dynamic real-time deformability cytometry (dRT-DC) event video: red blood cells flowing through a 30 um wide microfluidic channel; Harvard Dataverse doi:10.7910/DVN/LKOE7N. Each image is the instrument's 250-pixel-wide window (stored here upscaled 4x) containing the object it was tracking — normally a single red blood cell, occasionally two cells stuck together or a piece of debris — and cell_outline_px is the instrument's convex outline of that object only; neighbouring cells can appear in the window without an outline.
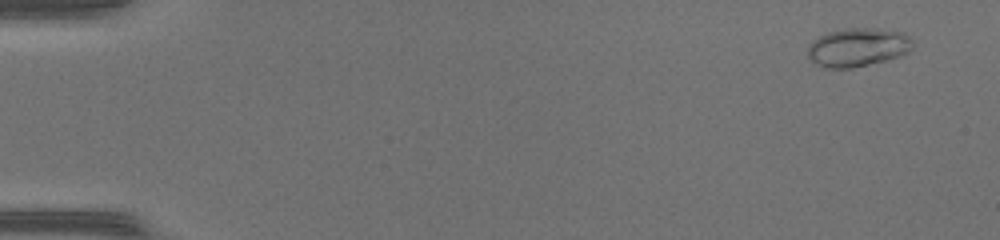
{"species": "common noctule bat (a hibernating species)", "species_latin": "Nyctalus noctula", "temperature_condition": "warm", "stored_images_in_passage": 49, "camera_frame_rate_fps": 3000, "um_per_image_px": 0.085, "animal": {"sex": "female", "body_mass_g": 17.0, "forearm_length_mm": 48.0}, "frame": {"image": 1, "passage_image": 3, "time_ms": 0.667, "image_size_px": [1000, 240], "cell_outline_px": [[912, 48], [908, 52], [900, 56], [888, 60], [852, 68], [828, 68], [816, 64], [808, 56], [808, 44], [812, 40], [828, 32], [848, 28], [876, 28], [904, 32], [912, 40]], "centroid_in_image_um": [72.92, 4.02], "position_along_channel_um": 12.1, "area_um2": 23.7}}
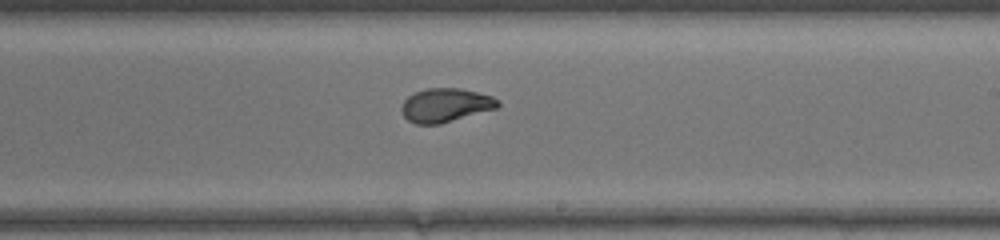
{"frame": {"image": 2, "passage_image": 30, "time_ms": 9.667, "image_size_px": [1000, 240], "cell_outline_px": [[500, 104], [496, 108], [440, 124], [416, 124], [408, 120], [404, 116], [400, 108], [404, 100], [408, 96], [416, 92], [428, 88], [460, 88], [492, 96], [500, 100]], "centroid_in_image_um": [37.86, 8.94], "position_along_channel_um": 251.1, "area_um2": 18.84}}
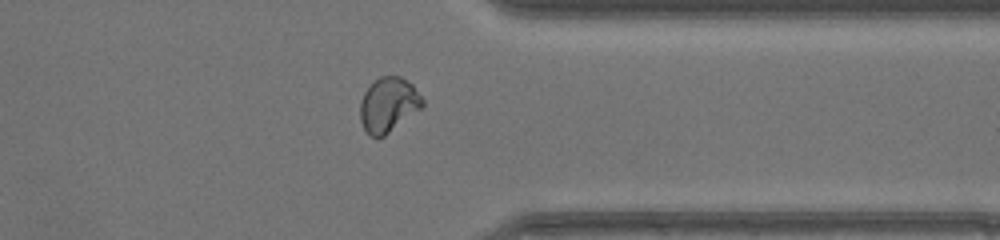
{"frame": {"image": 3, "passage_image": 39, "time_ms": 12.667, "image_size_px": [1000, 240], "cell_outline_px": [[424, 104], [420, 108], [384, 136], [368, 136], [360, 120], [360, 100], [364, 92], [380, 76], [400, 76], [412, 84], [424, 100]], "centroid_in_image_um": [32.99, 8.9], "position_along_channel_um": 378.4, "area_um2": 19.54}, "authors_computed_cell_mechanics": {"area_um2": 19.9988, "velocity_mm_per_s": 4.3631, "shape_relaxation_time_tau1_ms": 5.6608, "shape_relaxation_time_tau2_ms": 0.7543, "deformation_change_tau1": 0.2259, "deformation_change_tau2": 0.0523}}